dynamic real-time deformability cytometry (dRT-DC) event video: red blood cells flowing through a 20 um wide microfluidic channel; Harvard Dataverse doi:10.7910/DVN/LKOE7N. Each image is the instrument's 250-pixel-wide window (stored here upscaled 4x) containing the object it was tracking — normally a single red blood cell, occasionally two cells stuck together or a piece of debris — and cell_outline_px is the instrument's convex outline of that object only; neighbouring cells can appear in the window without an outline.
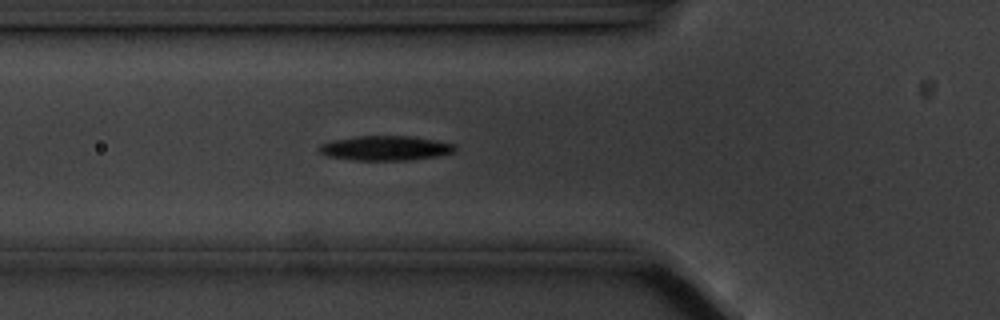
{"species": "common noctule bat (a hibernating species)", "species_latin": "Nyctalus noctula", "temperature_condition": "cold", "stored_images_in_passage": 57, "camera_frame_rate_fps": 3000, "um_per_image_px": 0.085, "animal": {"sex": "male", "body_mass_g": 20.1, "forearm_length_mm": 53.5}, "frame": {"image": 1, "passage_image": 19, "time_ms": 6.0, "image_size_px": [1000, 320], "cell_outline_px": [[456, 152], [436, 156], [408, 160], [356, 160], [328, 156], [320, 152], [320, 144], [332, 140], [356, 136], [412, 136], [436, 140], [456, 144]], "centroid_in_image_um": [32.81, 12.58], "position_along_channel_um": 93.0, "area_um2": 19.48}}
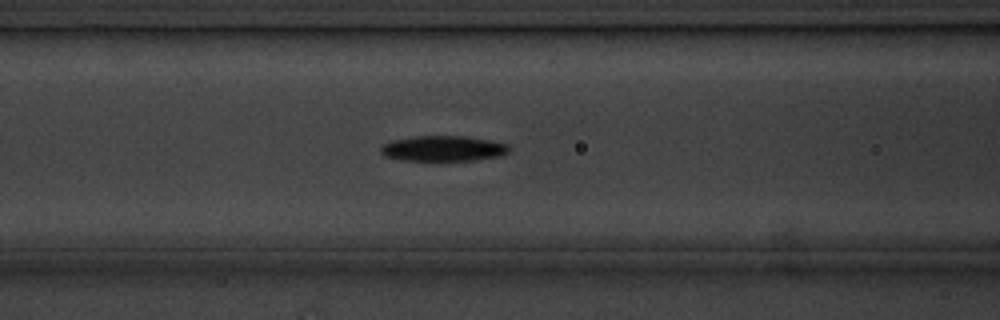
{"frame": {"image": 2, "passage_image": 22, "time_ms": 7.0, "image_size_px": [1000, 320], "cell_outline_px": [[512, 148], [508, 152], [496, 156], [476, 160], [404, 160], [384, 156], [380, 152], [380, 148], [384, 144], [392, 140], [416, 136], [468, 136], [508, 144]], "centroid_in_image_um": [37.67, 12.61], "position_along_channel_um": 128.9, "area_um2": 18.9}}
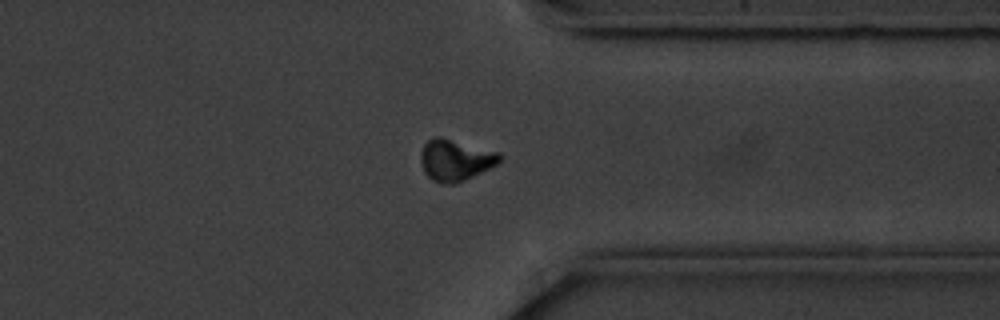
{"frame": {"image": 3, "passage_image": 43, "time_ms": 14.0, "image_size_px": [1000, 320], "cell_outline_px": [[504, 156], [496, 164], [456, 184], [444, 184], [432, 180], [424, 172], [420, 160], [420, 152], [424, 144], [428, 140], [436, 136], [440, 136], [500, 152]], "centroid_in_image_um": [38.69, 13.59], "position_along_channel_um": 372.7, "area_um2": 19.07}, "authors_computed_cell_mechanics": {"area_um2": 18.6116, "velocity_mm_per_s": 3.5275, "shape_relaxation_time_tau1_ms": 2.0461, "shape_relaxation_time_tau2_ms": null, "deformation_change_tau1": 0.0945, "deformation_change_tau2": null}}